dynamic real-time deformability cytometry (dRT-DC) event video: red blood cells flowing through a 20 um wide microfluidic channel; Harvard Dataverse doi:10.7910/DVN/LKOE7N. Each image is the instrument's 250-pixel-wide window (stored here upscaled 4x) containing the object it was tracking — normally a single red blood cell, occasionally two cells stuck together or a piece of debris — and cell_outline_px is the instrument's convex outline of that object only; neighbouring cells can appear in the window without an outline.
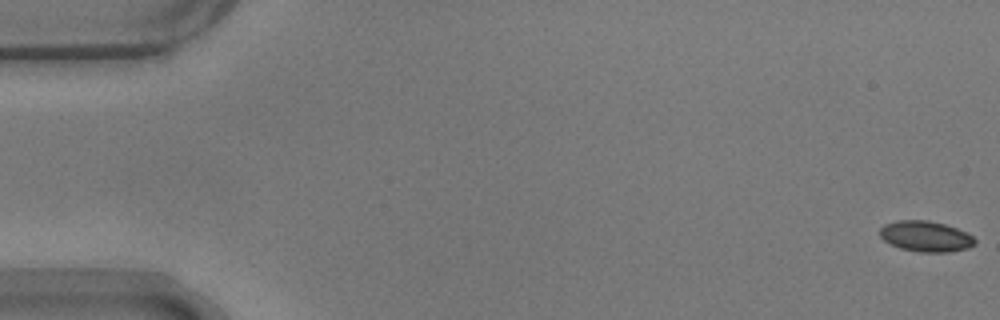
{"species": "common noctule bat (a hibernating species)", "species_latin": "Nyctalus noctula", "temperature_condition": "warm", "stored_images_in_passage": 55, "camera_frame_rate_fps": 3000, "um_per_image_px": 0.085, "animal": {"sex": "male", "body_mass_g": 17.9}, "frame": {"image": 1, "passage_image": 1, "time_ms": 0.0, "image_size_px": [1000, 320], "cell_outline_px": [[976, 244], [968, 248], [948, 252], [920, 252], [900, 248], [884, 240], [880, 236], [880, 228], [884, 224], [896, 220], [928, 220], [944, 224], [968, 232], [976, 240]], "centroid_in_image_um": [78.7, 20.08], "position_along_channel_um": 6.3, "area_um2": 17.05}}
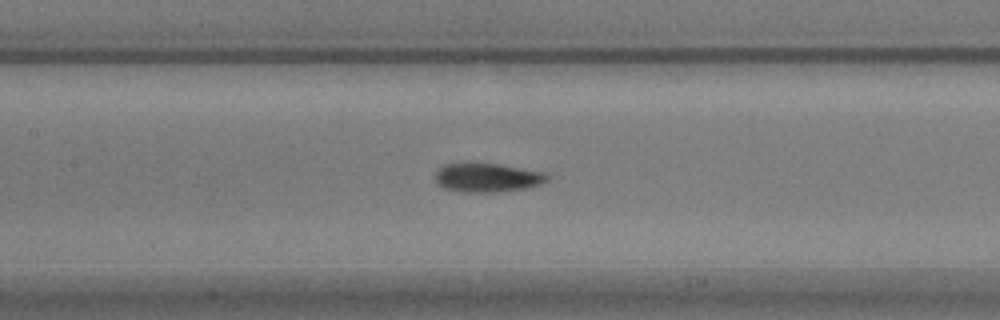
{"frame": {"image": 2, "passage_image": 26, "time_ms": 8.333, "image_size_px": [1000, 320], "cell_outline_px": [[552, 176], [548, 180], [540, 184], [524, 188], [488, 192], [464, 192], [444, 188], [436, 180], [436, 172], [444, 164], [500, 164], [548, 172]], "centroid_in_image_um": [41.5, 15.09], "position_along_channel_um": 165.9, "area_um2": 18.61}}
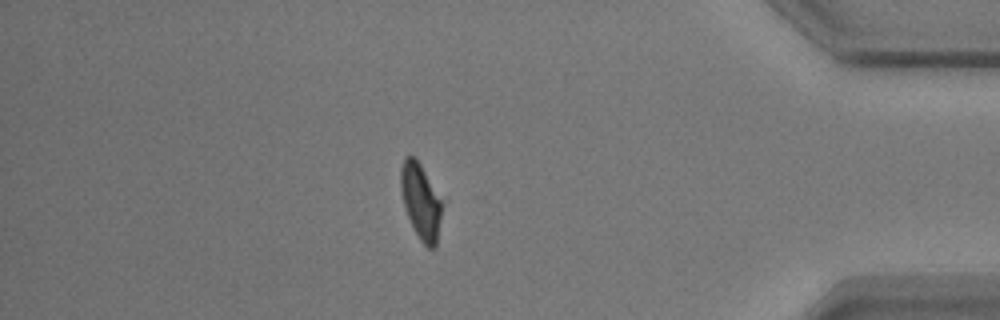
{"frame": {"image": 3, "passage_image": 48, "time_ms": 15.667, "image_size_px": [1000, 320], "cell_outline_px": [[444, 204], [436, 248], [428, 248], [420, 240], [404, 208], [400, 188], [400, 168], [404, 156], [416, 156], [444, 200]], "centroid_in_image_um": [35.8, 17.07], "position_along_channel_um": 399.4, "area_um2": 18.9}, "authors_computed_cell_mechanics": {"area_um2": 18.207, "velocity_mm_per_s": 3.6875, "shape_relaxation_time_tau1_ms": 3.4822, "shape_relaxation_time_tau2_ms": 1.396, "deformation_change_tau1": 0.1467, "deformation_change_tau2": 0.0832}}